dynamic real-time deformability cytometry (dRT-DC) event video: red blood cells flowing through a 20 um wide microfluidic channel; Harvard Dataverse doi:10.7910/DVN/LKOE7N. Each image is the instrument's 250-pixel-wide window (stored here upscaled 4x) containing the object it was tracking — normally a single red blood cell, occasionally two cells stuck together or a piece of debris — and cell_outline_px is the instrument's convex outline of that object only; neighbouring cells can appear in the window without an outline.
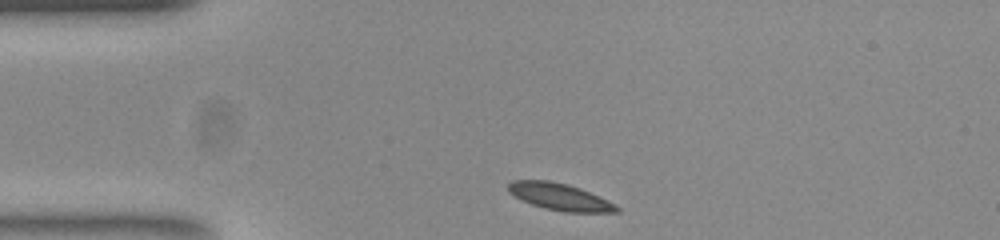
{"species": "common noctule bat (a hibernating species)", "species_latin": "Nyctalus noctula", "temperature_condition": "room temperature", "stored_images_in_passage": 34, "camera_frame_rate_fps": 3000, "um_per_image_px": 0.085, "animal": {"sex": "female", "body_mass_g": 23.0, "forearm_length_mm": 53.4}, "frame": {"image": 1, "passage_image": 1, "time_ms": 0.0, "image_size_px": [1000, 240], "cell_outline_px": [[620, 212], [564, 212], [544, 208], [520, 200], [508, 192], [508, 184], [512, 180], [548, 180], [568, 184], [580, 188], [616, 204], [620, 208]], "centroid_in_image_um": [47.57, 16.73], "position_along_channel_um": 37.4, "area_um2": 17.05}}
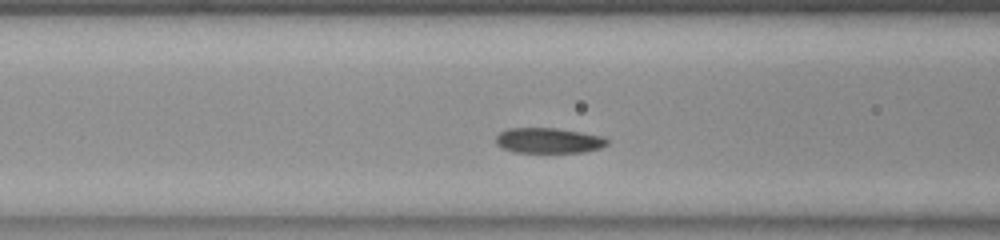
{"frame": {"image": 2, "passage_image": 10, "time_ms": 3.0, "image_size_px": [1000, 240], "cell_outline_px": [[608, 144], [600, 148], [584, 152], [512, 152], [496, 144], [496, 136], [500, 132], [508, 128], [556, 128], [604, 136], [608, 140]], "centroid_in_image_um": [46.63, 11.94], "position_along_channel_um": 120.0, "area_um2": 16.42}}
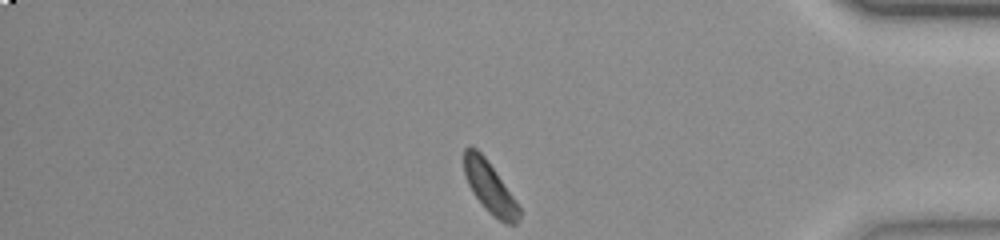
{"frame": {"image": 3, "passage_image": 34, "time_ms": 11.0, "image_size_px": [1000, 240], "cell_outline_px": [[520, 220], [516, 224], [504, 224], [484, 208], [472, 192], [468, 184], [464, 172], [464, 148], [468, 144], [476, 148], [484, 156], [512, 196], [520, 208]], "centroid_in_image_um": [41.6, 15.94], "position_along_channel_um": 393.6, "area_um2": 16.24}, "authors_computed_cell_mechanics": {"area_um2": 16.9354, "velocity_mm_per_s": 3.816, "shape_relaxation_time_tau1_ms": 8.6826, "shape_relaxation_time_tau2_ms": null, "deformation_change_tau1": 0.2239, "deformation_change_tau2": null}}